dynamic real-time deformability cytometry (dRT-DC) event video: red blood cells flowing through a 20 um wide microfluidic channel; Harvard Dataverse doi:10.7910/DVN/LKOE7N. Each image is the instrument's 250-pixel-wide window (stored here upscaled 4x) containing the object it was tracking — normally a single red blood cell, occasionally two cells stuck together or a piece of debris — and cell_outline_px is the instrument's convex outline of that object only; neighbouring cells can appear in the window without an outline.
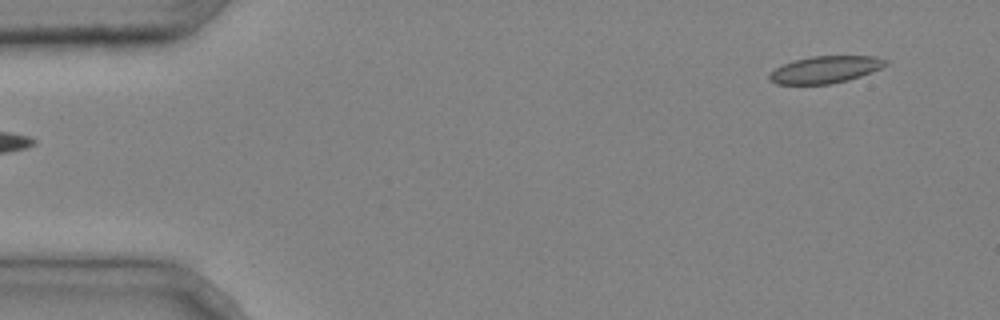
{"species": "common noctule bat (a hibernating species)", "species_latin": "Nyctalus noctula", "temperature_condition": "cold", "stored_images_in_passage": 5, "segment_of_instrument_passage": [2, 2], "camera_frame_rate_fps": 3000, "um_per_image_px": 0.085, "animal": {"sex": "male", "body_mass_g": 20.4}, "frame": {"image": 1, "passage_image": 5, "time_ms": 1.333, "image_size_px": [1000, 320], "cell_outline_px": [[888, 64], [880, 68], [860, 76], [848, 80], [828, 84], [776, 84], [768, 80], [768, 76], [776, 68], [784, 64], [796, 60], [812, 56], [876, 56], [888, 60]], "centroid_in_image_um": [70.16, 5.91], "position_along_channel_um": 14.8, "area_um2": 18.15}}